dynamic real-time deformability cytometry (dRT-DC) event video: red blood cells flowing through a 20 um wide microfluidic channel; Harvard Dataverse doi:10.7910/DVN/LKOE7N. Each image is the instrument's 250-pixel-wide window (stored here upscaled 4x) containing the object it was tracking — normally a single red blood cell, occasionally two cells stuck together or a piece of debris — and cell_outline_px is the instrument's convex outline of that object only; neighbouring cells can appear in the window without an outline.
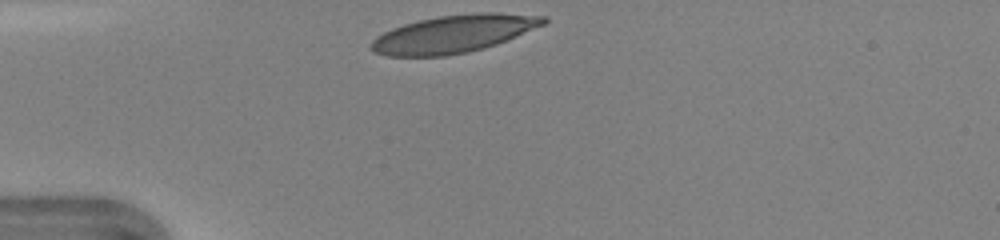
{"species": "human", "species_latin": "Homo sapiens", "temperature_condition": "warm", "stored_images_in_passage": 28, "camera_frame_rate_fps": 3000, "um_per_image_px": 0.085, "donor": {"sex": "female"}, "frame": {"image": 1, "passage_image": 1, "time_ms": 0.0, "image_size_px": [1000, 240], "cell_outline_px": [[548, 20], [544, 24], [496, 44], [468, 52], [444, 56], [388, 56], [376, 52], [368, 48], [372, 40], [376, 36], [392, 28], [404, 24], [420, 20], [440, 16], [476, 12], [496, 12], [548, 16]], "centroid_in_image_um": [38.55, 2.87], "position_along_channel_um": 46.5, "area_um2": 37.63}}
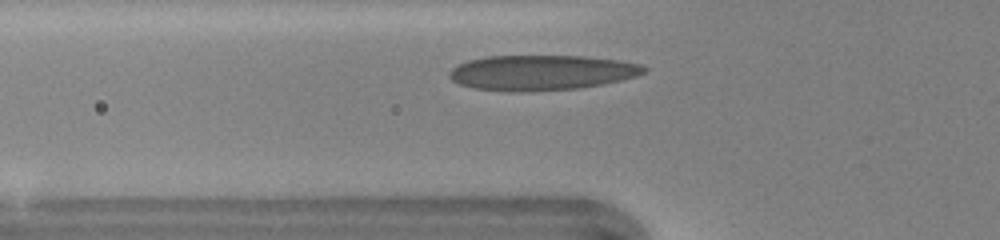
{"frame": {"image": 2, "passage_image": 5, "time_ms": 1.333, "image_size_px": [1000, 240], "cell_outline_px": [[648, 68], [644, 72], [636, 76], [620, 80], [580, 88], [520, 92], [476, 88], [460, 84], [452, 80], [448, 76], [448, 72], [452, 68], [468, 60], [488, 56], [584, 56], [620, 60], [640, 64]], "centroid_in_image_um": [46.03, 6.16], "position_along_channel_um": 79.8, "area_um2": 39.65}}
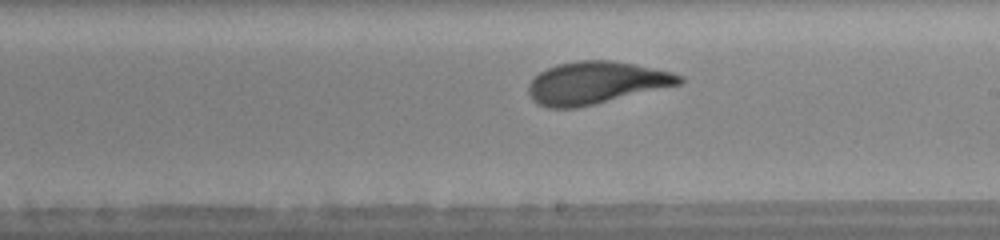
{"frame": {"image": 3, "passage_image": 16, "time_ms": 5.0, "image_size_px": [1000, 240], "cell_outline_px": [[684, 80], [680, 84], [576, 108], [548, 108], [536, 104], [532, 100], [528, 92], [528, 84], [540, 72], [556, 64], [576, 60], [612, 60], [672, 72], [684, 76]], "centroid_in_image_um": [50.62, 7.03], "position_along_channel_um": 238.4, "area_um2": 37.05}, "authors_computed_cell_mechanics": {"area_um2": 37.2521, "velocity_mm_per_s": 4.3037, "shape_relaxation_time_tau1_ms": 3.9594, "shape_relaxation_time_tau2_ms": null, "deformation_change_tau1": 0.1892, "deformation_change_tau2": null}}